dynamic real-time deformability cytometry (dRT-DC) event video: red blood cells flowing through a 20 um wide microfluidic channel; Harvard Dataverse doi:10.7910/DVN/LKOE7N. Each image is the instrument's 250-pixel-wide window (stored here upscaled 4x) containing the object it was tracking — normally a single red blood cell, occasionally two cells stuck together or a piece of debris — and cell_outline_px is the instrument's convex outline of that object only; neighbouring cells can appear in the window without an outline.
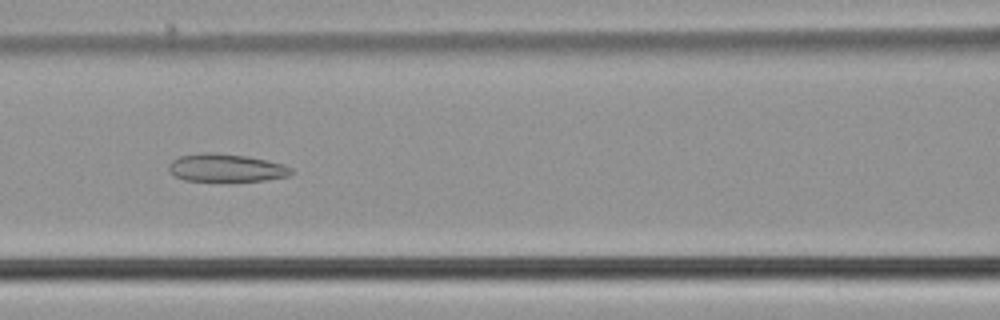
{"species": "common noctule bat (a hibernating species)", "species_latin": "Nyctalus noctula", "temperature_condition": "cold", "stored_images_in_passage": 54, "camera_frame_rate_fps": 3000, "um_per_image_px": 0.085, "animal": {"sex": "male", "body_mass_g": 21.5, "forearm_length_mm": 52.0}, "frame": {"image": 1, "passage_image": 24, "time_ms": 7.667, "image_size_px": [1000, 320], "cell_outline_px": [[296, 172], [288, 176], [264, 180], [232, 184], [184, 180], [168, 172], [168, 164], [172, 160], [180, 156], [200, 152], [212, 152], [244, 156], [268, 160], [284, 164], [292, 168]], "centroid_in_image_um": [19.22, 14.31], "position_along_channel_um": 147.4, "area_um2": 20.98}}
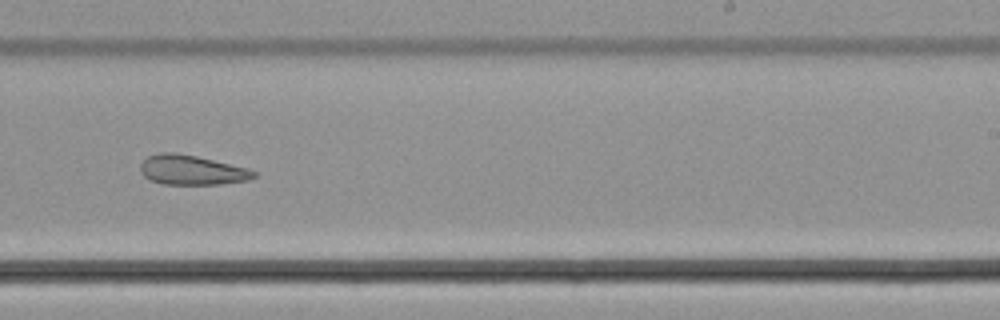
{"frame": {"image": 2, "passage_image": 34, "time_ms": 11.0, "image_size_px": [1000, 320], "cell_outline_px": [[256, 176], [248, 180], [220, 184], [164, 184], [148, 180], [140, 172], [140, 164], [148, 156], [160, 152], [172, 152], [196, 156], [244, 168], [256, 172]], "centroid_in_image_um": [16.23, 14.46], "position_along_channel_um": 272.8, "area_um2": 19.36}}
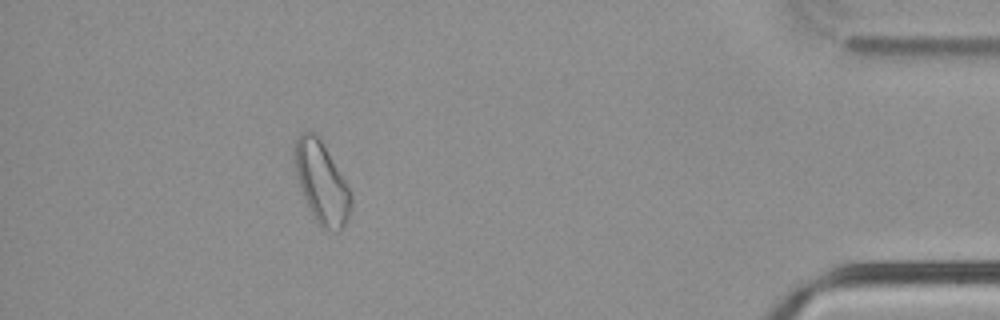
{"frame": {"image": 3, "passage_image": 49, "time_ms": 16.0, "image_size_px": [1000, 320], "cell_outline_px": [[352, 208], [348, 220], [340, 228], [324, 228], [312, 216], [300, 188], [292, 160], [296, 136], [300, 132], [312, 132], [320, 140], [344, 180], [352, 196]], "centroid_in_image_um": [27.29, 15.49], "position_along_channel_um": 407.9, "area_um2": 26.24}}